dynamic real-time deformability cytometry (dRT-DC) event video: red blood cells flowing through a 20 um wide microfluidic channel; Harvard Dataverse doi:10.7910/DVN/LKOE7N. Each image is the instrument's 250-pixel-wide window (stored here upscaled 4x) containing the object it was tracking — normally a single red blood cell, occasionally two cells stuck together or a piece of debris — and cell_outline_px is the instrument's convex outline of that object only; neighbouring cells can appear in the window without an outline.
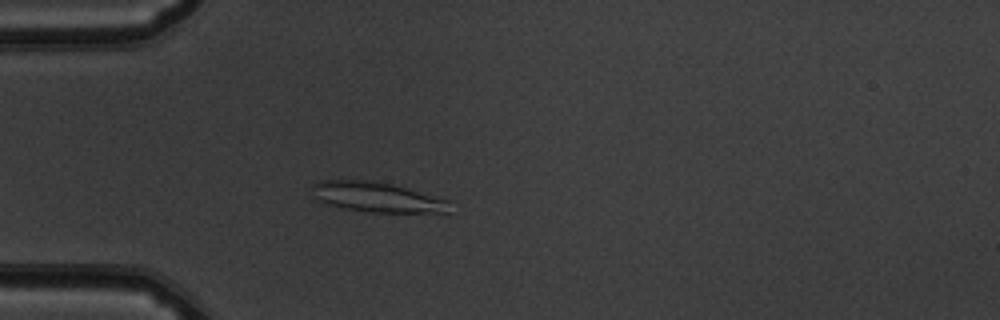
{"species": "common noctule bat (a hibernating species)", "species_latin": "Nyctalus noctula", "temperature_condition": "warm", "stored_images_in_passage": 42, "camera_frame_rate_fps": 3000, "um_per_image_px": 0.085, "animal": {"sex": "male", "body_mass_g": 19.5, "forearm_length_mm": 54.6}, "frame": {"image": 1, "passage_image": 5, "time_ms": 1.333, "image_size_px": [1000, 320], "cell_outline_px": [[452, 200], [448, 212], [372, 212], [340, 208], [324, 204], [316, 196], [312, 184], [320, 180], [376, 180], [392, 184]], "centroid_in_image_um": [32.08, 16.75], "position_along_channel_um": 52.9, "area_um2": 24.16}}
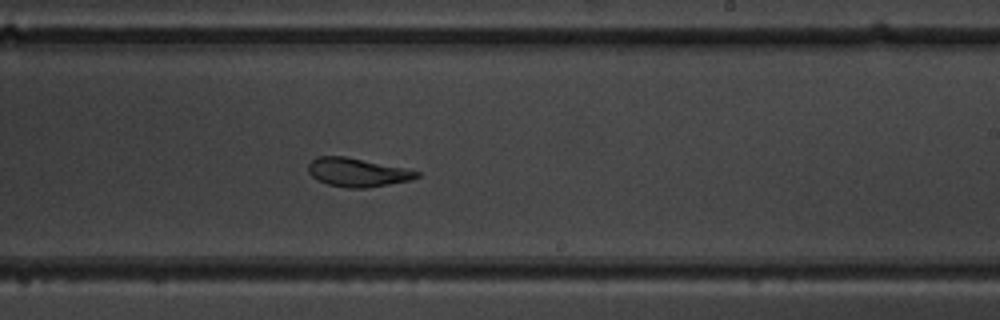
{"frame": {"image": 2, "passage_image": 22, "time_ms": 7.0, "image_size_px": [1000, 320], "cell_outline_px": [[420, 176], [412, 180], [364, 188], [348, 188], [328, 184], [312, 176], [308, 172], [308, 164], [316, 156], [344, 156], [404, 168], [420, 172]], "centroid_in_image_um": [30.37, 14.65], "position_along_channel_um": 258.6, "area_um2": 17.86}}
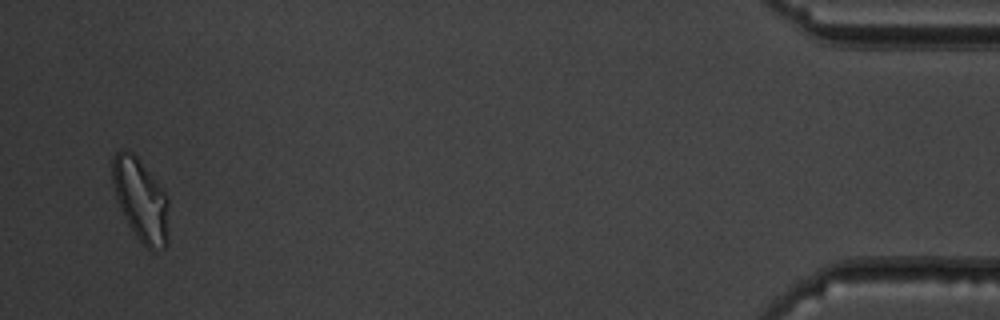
{"frame": {"image": 3, "passage_image": 41, "time_ms": 13.333, "image_size_px": [1000, 320], "cell_outline_px": [[168, 244], [164, 248], [148, 248], [136, 236], [128, 224], [124, 216], [116, 196], [112, 180], [112, 156], [120, 148], [124, 148], [132, 152], [136, 156], [168, 196]], "centroid_in_image_um": [11.96, 16.96], "position_along_channel_um": 423.2, "area_um2": 26.88}, "authors_computed_cell_mechanics": {"area_um2": 19.0451, "velocity_mm_per_s": 3.8381, "shape_relaxation_time_tau1_ms": 9.5321, "shape_relaxation_time_tau2_ms": 1.8779, "deformation_change_tau1": 0.2142, "deformation_change_tau2": 0.0936}}